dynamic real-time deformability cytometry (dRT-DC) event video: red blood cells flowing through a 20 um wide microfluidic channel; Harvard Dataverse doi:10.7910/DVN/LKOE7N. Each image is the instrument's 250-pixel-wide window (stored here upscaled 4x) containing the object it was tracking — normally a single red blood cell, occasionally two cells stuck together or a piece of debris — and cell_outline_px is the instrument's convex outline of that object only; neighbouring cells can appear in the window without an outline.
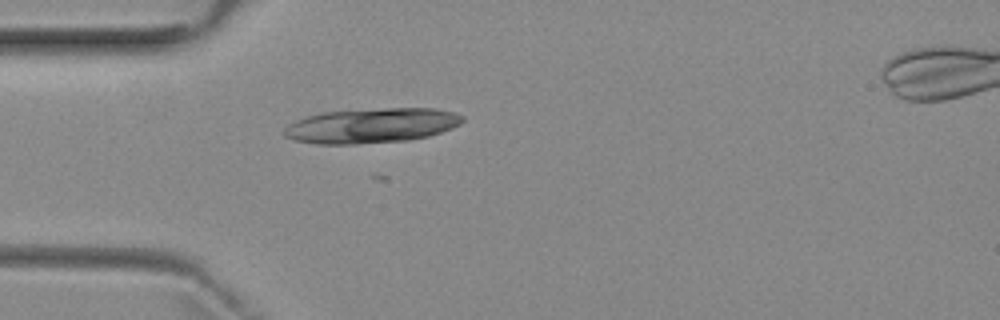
{"species": "common noctule bat (a hibernating species)", "species_latin": "Nyctalus noctula", "temperature_condition": "room temperature", "stored_images_in_passage": 1, "camera_frame_rate_fps": 3000, "um_per_image_px": 0.085, "animal": {"sex": "female", "body_mass_g": 29.2, "forearm_length_mm": 56.3}, "frame": {"image": 1, "passage_image": 1, "time_ms": 0.0, "image_size_px": [1000, 320], "cell_outline_px": [[464, 120], [460, 124], [452, 128], [428, 136], [408, 140], [356, 144], [316, 144], [296, 140], [284, 136], [284, 128], [288, 124], [296, 120], [320, 112], [384, 108], [436, 108], [452, 112], [464, 116]], "centroid_in_image_um": [31.57, 10.67], "position_along_channel_um": 53.4, "area_um2": 36.24}}